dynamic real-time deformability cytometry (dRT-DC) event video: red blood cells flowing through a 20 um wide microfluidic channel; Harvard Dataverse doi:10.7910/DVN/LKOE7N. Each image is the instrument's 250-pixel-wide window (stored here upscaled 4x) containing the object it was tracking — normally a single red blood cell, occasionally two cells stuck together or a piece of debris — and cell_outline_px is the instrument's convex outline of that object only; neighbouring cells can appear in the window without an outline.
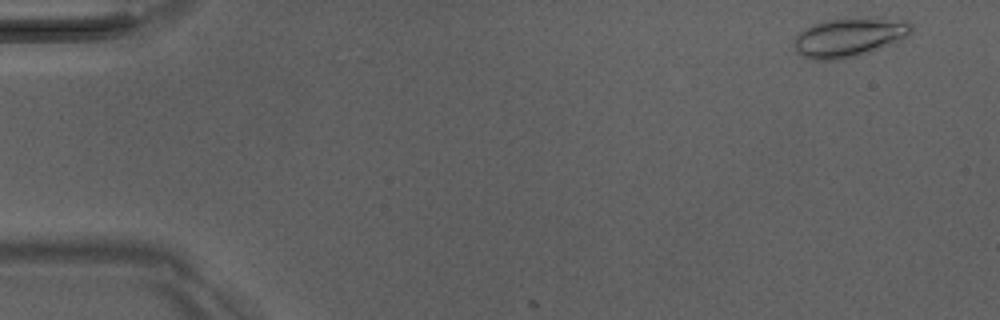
{"species": "Egyptian fruit bat (a non-hibernating species)", "species_latin": "Rousettus aegyptiacus", "temperature_condition": "room temperature", "stored_images_in_passage": 7, "camera_frame_rate_fps": 3000, "um_per_image_px": 0.085, "animal": {"sex": "male"}, "frame": {"image": 1, "passage_image": 3, "time_ms": 0.667, "image_size_px": [1000, 320], "cell_outline_px": [[912, 32], [908, 36], [896, 44], [856, 56], [836, 60], [812, 60], [796, 52], [792, 44], [796, 36], [804, 28], [812, 24], [824, 20], [908, 20], [912, 24]], "centroid_in_image_um": [72.16, 3.22], "position_along_channel_um": 12.8, "area_um2": 26.36}}